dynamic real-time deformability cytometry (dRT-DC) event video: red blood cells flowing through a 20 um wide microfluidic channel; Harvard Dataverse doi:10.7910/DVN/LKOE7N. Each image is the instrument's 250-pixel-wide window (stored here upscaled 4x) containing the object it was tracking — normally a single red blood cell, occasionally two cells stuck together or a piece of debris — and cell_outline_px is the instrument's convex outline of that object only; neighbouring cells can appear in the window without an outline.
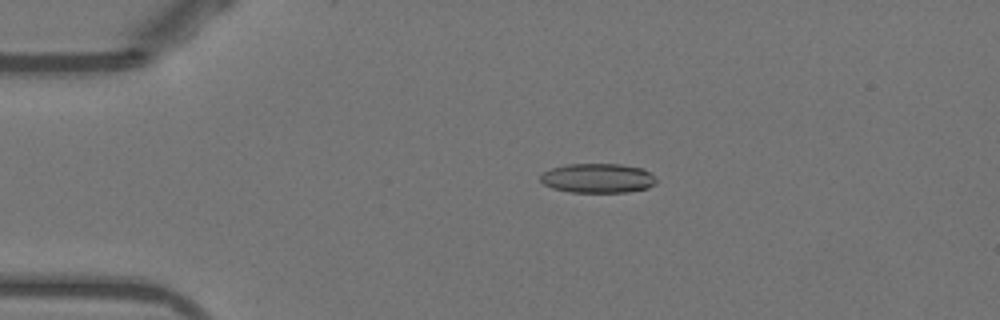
{"species": "Egyptian fruit bat (a non-hibernating species)", "species_latin": "Rousettus aegyptiacus", "temperature_condition": "warm", "stored_images_in_passage": 29, "camera_frame_rate_fps": 3000, "um_per_image_px": 0.085, "animal": {"sex": "female"}, "frame": {"image": 1, "passage_image": 4, "time_ms": 1.0, "image_size_px": [1000, 320], "cell_outline_px": [[656, 184], [648, 188], [628, 192], [568, 192], [552, 188], [544, 184], [540, 180], [540, 176], [544, 172], [552, 168], [568, 164], [620, 164], [644, 168], [656, 180]], "centroid_in_image_um": [50.81, 15.15], "position_along_channel_um": 34.2, "area_um2": 19.88}}
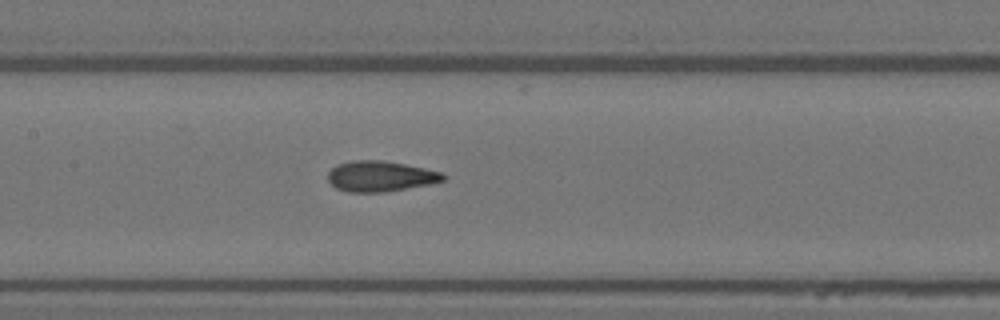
{"frame": {"image": 2, "passage_image": 18, "time_ms": 5.667, "image_size_px": [1000, 320], "cell_outline_px": [[444, 180], [428, 184], [384, 192], [348, 192], [336, 188], [328, 180], [328, 172], [336, 164], [352, 160], [380, 160], [404, 164], [424, 168], [440, 172], [444, 176]], "centroid_in_image_um": [32.27, 14.98], "position_along_channel_um": 175.1, "area_um2": 20.29}}
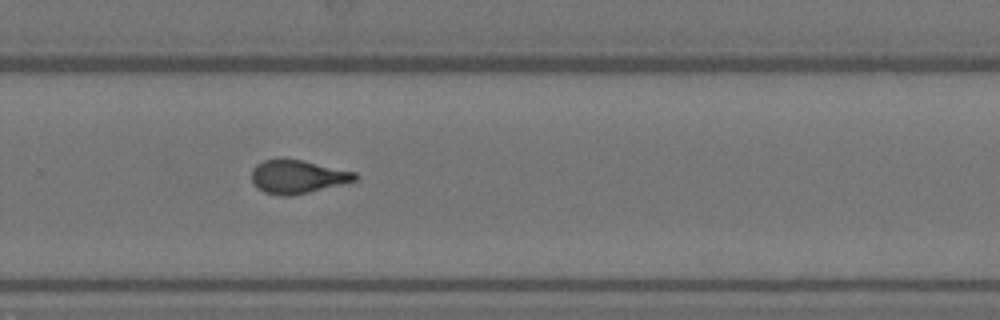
{"frame": {"image": 3, "passage_image": 28, "time_ms": 9.0, "image_size_px": [1000, 320], "cell_outline_px": [[356, 180], [292, 196], [280, 196], [264, 192], [256, 188], [252, 180], [252, 168], [256, 164], [264, 160], [280, 156], [304, 160], [356, 172]], "centroid_in_image_um": [25.22, 14.98], "position_along_channel_um": 304.6, "area_um2": 20.46}, "authors_computed_cell_mechanics": {"area_um2": 20.2878, "velocity_mm_per_s": 3.9151, "shape_relaxation_time_tau1_ms": null, "shape_relaxation_time_tau2_ms": 2.4459, "deformation_change_tau1": null, "deformation_change_tau2": 0.1073}}